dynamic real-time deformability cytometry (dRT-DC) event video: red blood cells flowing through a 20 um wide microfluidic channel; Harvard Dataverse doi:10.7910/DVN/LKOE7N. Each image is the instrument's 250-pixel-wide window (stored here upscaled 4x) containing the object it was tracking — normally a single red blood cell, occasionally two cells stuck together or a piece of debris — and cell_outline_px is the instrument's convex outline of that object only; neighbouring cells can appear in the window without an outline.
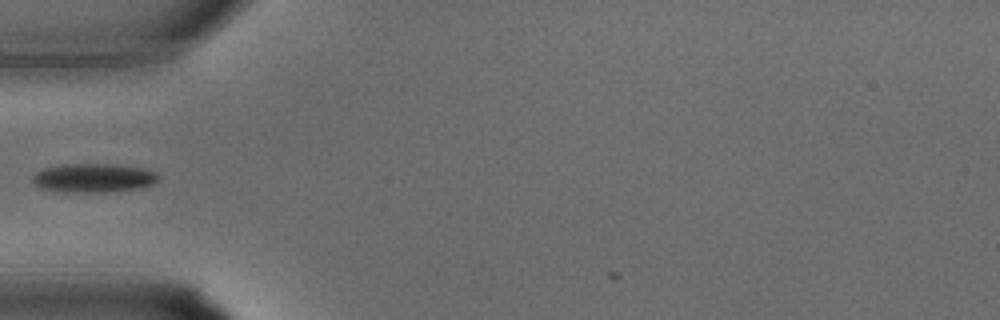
{"species": "common noctule bat (a hibernating species)", "species_latin": "Nyctalus noctula", "temperature_condition": "warm", "stored_images_in_passage": 4, "camera_frame_rate_fps": 3000, "um_per_image_px": 0.085, "animal": {"sex": "male", "body_mass_g": 15.6}, "frame": {"image": 1, "passage_image": 2, "time_ms": 0.333, "image_size_px": [1000, 320], "cell_outline_px": [[160, 176], [152, 184], [140, 188], [104, 192], [64, 192], [40, 188], [32, 180], [32, 176], [36, 172], [44, 168], [60, 164], [116, 164], [144, 168], [156, 172]], "centroid_in_image_um": [7.94, 15.11], "position_along_channel_um": 77.1, "area_um2": 21.27}}